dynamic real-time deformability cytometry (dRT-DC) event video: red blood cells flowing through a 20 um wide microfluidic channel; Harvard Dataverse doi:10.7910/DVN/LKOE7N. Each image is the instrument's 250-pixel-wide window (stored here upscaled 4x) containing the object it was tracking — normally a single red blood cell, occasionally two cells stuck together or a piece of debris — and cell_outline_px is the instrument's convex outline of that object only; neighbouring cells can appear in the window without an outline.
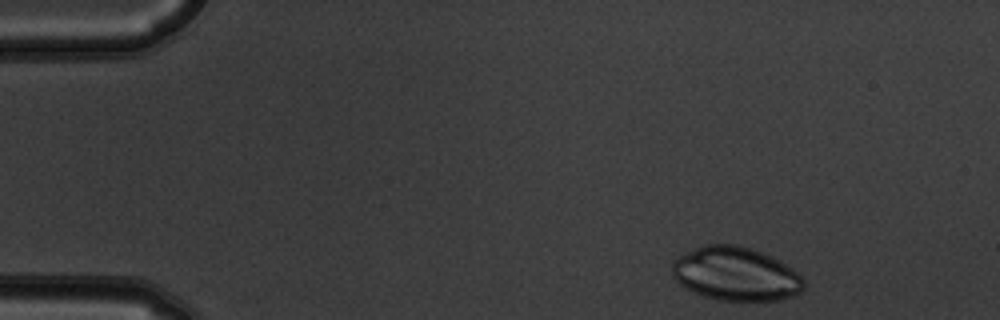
{"species": "common noctule bat (a hibernating species)", "species_latin": "Nyctalus noctula", "temperature_condition": "warm", "stored_images_in_passage": 5, "camera_frame_rate_fps": 3000, "um_per_image_px": 0.085, "animal": {"sex": "male", "body_mass_g": 19.5, "forearm_length_mm": 54.6}, "frame": {"image": 1, "passage_image": 1, "time_ms": 0.0, "image_size_px": [1000, 320], "cell_outline_px": [[804, 288], [800, 292], [792, 296], [780, 300], [720, 300], [704, 296], [680, 284], [672, 276], [672, 260], [684, 252], [704, 244], [736, 244], [760, 252], [792, 268], [804, 280]], "centroid_in_image_um": [62.5, 23.27], "position_along_channel_um": 22.5, "area_um2": 40.86}}
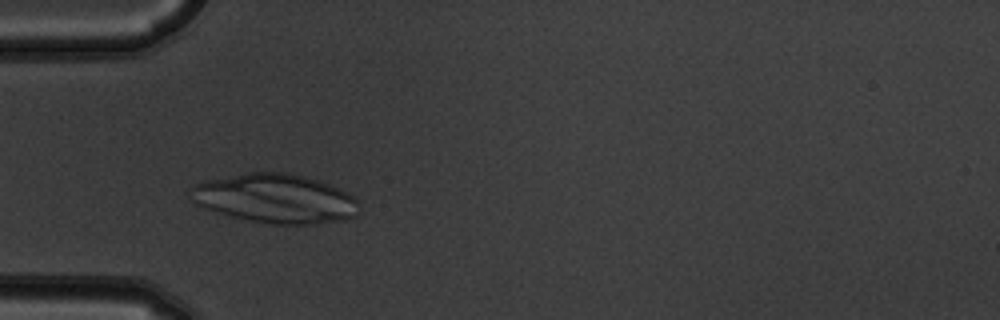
{"frame": {"image": 2, "passage_image": 4, "time_ms": 1.0, "image_size_px": [1000, 320], "cell_outline_px": [[356, 216], [344, 220], [312, 224], [276, 224], [228, 216], [200, 208], [188, 196], [192, 184], [208, 180], [248, 172], [288, 172], [320, 180], [356, 196]], "centroid_in_image_um": [23.34, 16.87], "position_along_channel_um": 61.7, "area_um2": 48.49}}
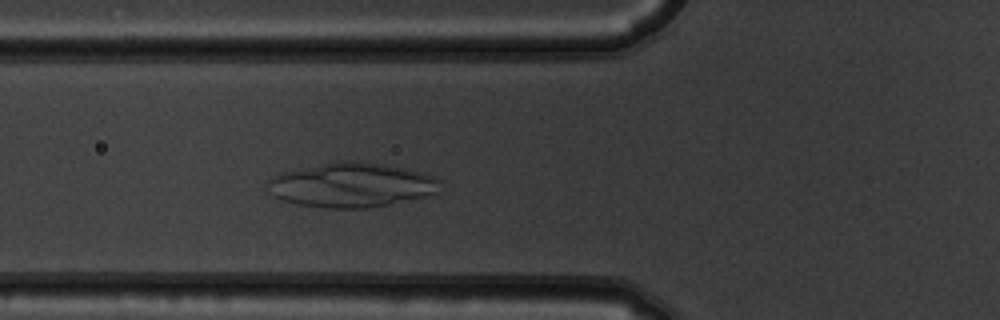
{"frame": {"image": 3, "passage_image": 5, "time_ms": 1.333, "image_size_px": [1000, 320], "cell_outline_px": [[440, 192], [428, 196], [388, 204], [364, 208], [328, 208], [296, 204], [280, 200], [276, 196], [268, 180], [280, 172], [340, 160], [356, 160], [388, 164], [424, 172], [436, 176], [440, 180]], "centroid_in_image_um": [29.97, 15.7], "position_along_channel_um": 95.8, "area_um2": 44.91}}